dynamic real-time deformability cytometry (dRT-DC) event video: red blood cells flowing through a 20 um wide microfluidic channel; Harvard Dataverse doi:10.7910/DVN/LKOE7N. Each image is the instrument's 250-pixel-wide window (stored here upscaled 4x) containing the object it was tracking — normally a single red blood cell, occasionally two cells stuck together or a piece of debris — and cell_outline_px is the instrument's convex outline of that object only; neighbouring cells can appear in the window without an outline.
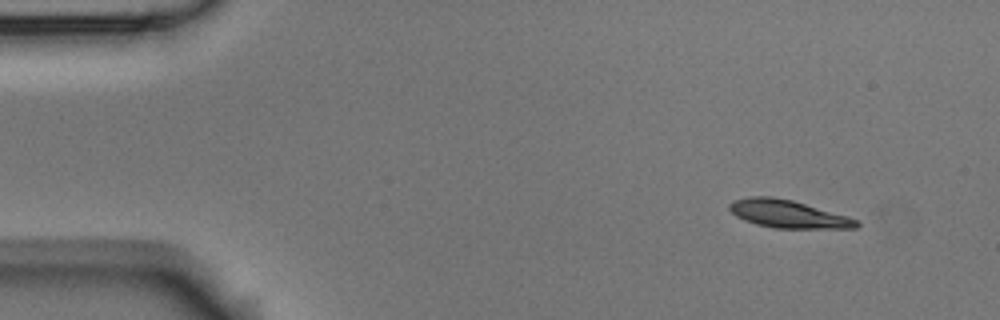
{"species": "Egyptian fruit bat (a non-hibernating species)", "species_latin": "Rousettus aegyptiacus", "temperature_condition": "room temperature", "stored_images_in_passage": 3, "camera_frame_rate_fps": 3000, "um_per_image_px": 0.085, "animal": {"sex": "male"}, "frame": {"image": 1, "passage_image": 1, "time_ms": 0.0, "image_size_px": [1000, 320], "cell_outline_px": [[860, 224], [856, 228], [772, 228], [756, 224], [744, 220], [736, 216], [728, 208], [728, 204], [732, 200], [752, 196], [772, 196], [792, 200], [848, 216], [856, 220]], "centroid_in_image_um": [66.94, 18.18], "position_along_channel_um": 18.1, "area_um2": 20.58}}
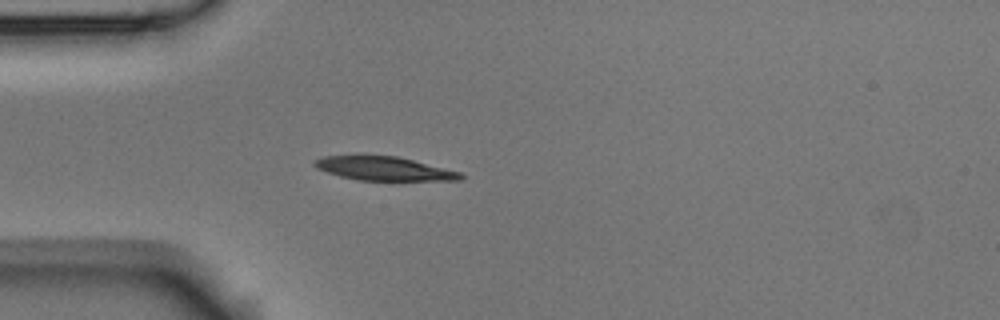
{"frame": {"image": 2, "passage_image": 3, "time_ms": 3.333, "image_size_px": [1000, 320], "cell_outline_px": [[464, 176], [460, 180], [356, 180], [340, 176], [316, 168], [312, 164], [312, 160], [324, 156], [360, 152], [396, 156], [460, 172]], "centroid_in_image_um": [32.49, 14.27], "position_along_channel_um": 52.5, "area_um2": 20.92}}